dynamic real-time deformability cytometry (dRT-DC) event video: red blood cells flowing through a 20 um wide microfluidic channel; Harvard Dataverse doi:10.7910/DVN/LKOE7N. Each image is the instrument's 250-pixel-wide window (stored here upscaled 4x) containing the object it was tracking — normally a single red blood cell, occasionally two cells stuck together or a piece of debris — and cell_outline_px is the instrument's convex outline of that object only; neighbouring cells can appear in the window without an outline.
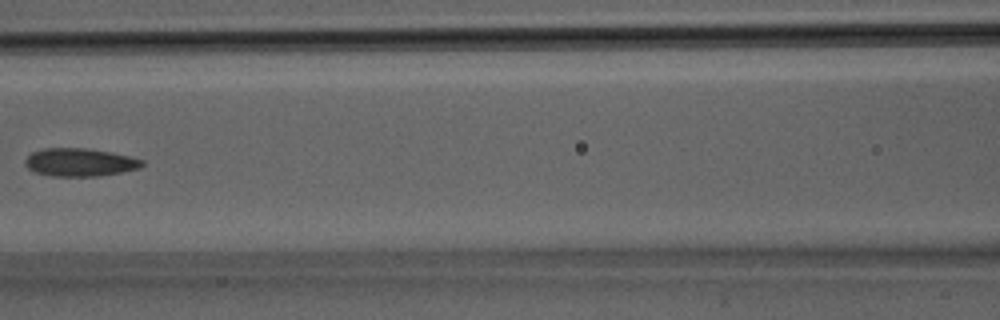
{"species": "Egyptian fruit bat (a non-hibernating species)", "species_latin": "Rousettus aegyptiacus", "temperature_condition": "room temperature", "stored_images_in_passage": 9, "camera_frame_rate_fps": 3000, "um_per_image_px": 0.085, "animal": {"sex": "male"}, "frame": {"image": 1, "passage_image": 8, "time_ms": 2.333, "image_size_px": [1000, 320], "cell_outline_px": [[144, 164], [140, 168], [120, 172], [96, 176], [52, 176], [36, 172], [28, 168], [24, 164], [24, 160], [32, 152], [44, 148], [84, 148], [112, 152], [144, 160]], "centroid_in_image_um": [6.77, 13.79], "position_along_channel_um": 159.8, "area_um2": 19.02}}